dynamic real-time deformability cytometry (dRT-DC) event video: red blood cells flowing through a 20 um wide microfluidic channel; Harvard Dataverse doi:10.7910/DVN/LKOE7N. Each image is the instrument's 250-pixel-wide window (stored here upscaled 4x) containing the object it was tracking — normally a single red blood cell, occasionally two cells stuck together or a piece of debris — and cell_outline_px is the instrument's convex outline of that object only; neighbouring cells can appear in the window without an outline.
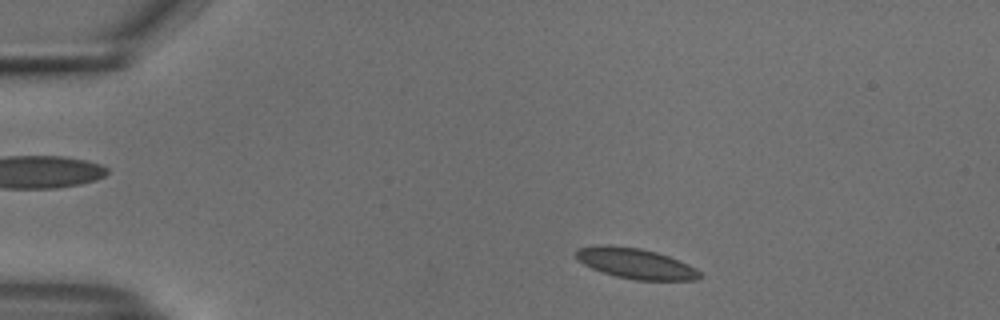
{"species": "common noctule bat (a hibernating species)", "species_latin": "Nyctalus noctula", "temperature_condition": "cold", "stored_images_in_passage": 49, "camera_frame_rate_fps": 3000, "um_per_image_px": 0.085, "animal": {"sex": "male", "body_mass_g": 18.8}, "frame": {"image": 1, "passage_image": 5, "time_ms": 1.333, "image_size_px": [1000, 320], "cell_outline_px": [[704, 276], [696, 280], [636, 280], [616, 276], [592, 268], [584, 264], [576, 256], [576, 252], [580, 248], [604, 244], [608, 244], [640, 248], [656, 252], [668, 256], [688, 264], [696, 268]], "centroid_in_image_um": [54.08, 22.39], "position_along_channel_um": 30.9, "area_um2": 21.79}}
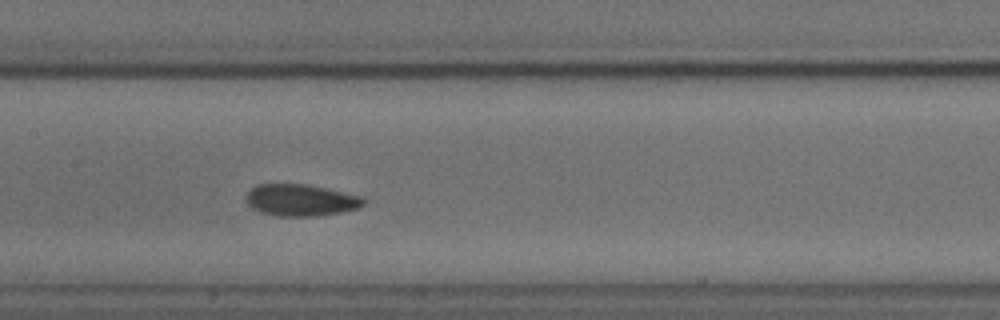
{"frame": {"image": 2, "passage_image": 22, "time_ms": 7.0, "image_size_px": [1000, 320], "cell_outline_px": [[364, 204], [356, 208], [340, 212], [316, 216], [276, 216], [260, 212], [252, 208], [248, 204], [244, 196], [256, 184], [304, 184], [364, 196]], "centroid_in_image_um": [25.53, 17.01], "position_along_channel_um": 181.9, "area_um2": 21.68}}
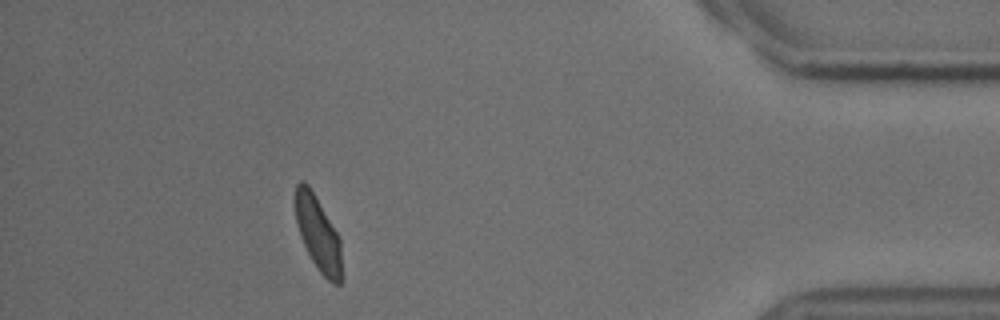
{"frame": {"image": 3, "passage_image": 44, "time_ms": 14.333, "image_size_px": [1000, 320], "cell_outline_px": [[344, 280], [340, 284], [332, 284], [320, 272], [312, 260], [300, 236], [296, 224], [296, 184], [300, 180], [304, 180], [308, 184], [336, 232], [340, 240], [344, 276]], "centroid_in_image_um": [27.07, 19.94], "position_along_channel_um": 408.1, "area_um2": 20.11}, "authors_computed_cell_mechanics": {"area_um2": 21.2126, "velocity_mm_per_s": 3.7117, "shape_relaxation_time_tau1_ms": 8.0064, "shape_relaxation_time_tau2_ms": 1.7762, "deformation_change_tau1": 0.1357, "deformation_change_tau2": 0.0445}}